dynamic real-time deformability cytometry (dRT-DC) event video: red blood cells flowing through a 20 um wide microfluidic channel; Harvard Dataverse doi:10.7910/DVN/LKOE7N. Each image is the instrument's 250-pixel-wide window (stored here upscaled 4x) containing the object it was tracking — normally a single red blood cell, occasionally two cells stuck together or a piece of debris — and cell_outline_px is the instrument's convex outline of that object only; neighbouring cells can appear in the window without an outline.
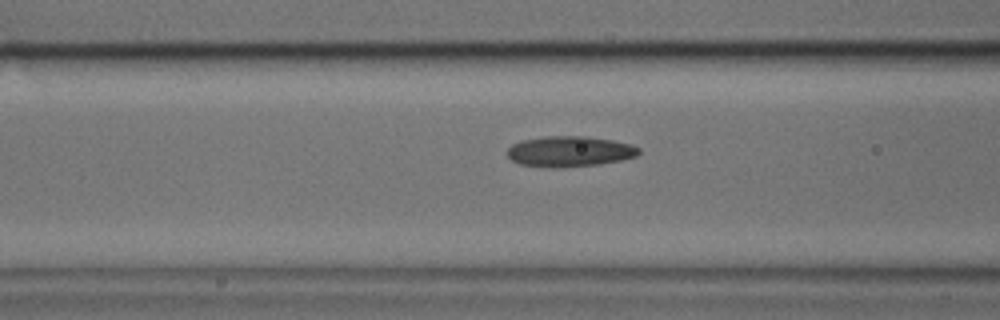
{"species": "common noctule bat (a hibernating species)", "species_latin": "Nyctalus noctula", "temperature_condition": "cold", "stored_images_in_passage": 12, "camera_frame_rate_fps": 3000, "um_per_image_px": 0.085, "animal": {"sex": "male", "body_mass_g": 17.9, "forearm_length_mm": 54.2}, "frame": {"image": 1, "passage_image": 10, "time_ms": 3.0, "image_size_px": [1000, 320], "cell_outline_px": [[640, 152], [636, 156], [620, 160], [600, 164], [564, 168], [548, 168], [520, 164], [512, 160], [508, 156], [508, 148], [512, 144], [520, 140], [544, 136], [584, 136], [612, 140], [632, 144], [640, 148]], "centroid_in_image_um": [48.41, 12.88], "position_along_channel_um": 118.2, "area_um2": 23.7}}